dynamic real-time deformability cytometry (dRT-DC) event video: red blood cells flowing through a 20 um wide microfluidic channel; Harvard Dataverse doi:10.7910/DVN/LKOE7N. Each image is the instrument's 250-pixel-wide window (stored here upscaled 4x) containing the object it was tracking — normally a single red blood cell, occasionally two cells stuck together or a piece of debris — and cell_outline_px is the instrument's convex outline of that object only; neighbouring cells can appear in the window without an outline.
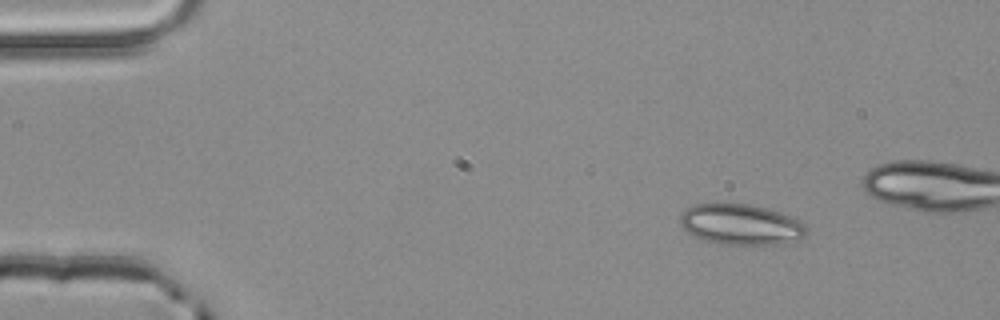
{"species": "common noctule bat (a hibernating species)", "species_latin": "Nyctalus noctula", "temperature_condition": "room temperature", "stored_images_in_passage": 4, "camera_frame_rate_fps": 3000, "um_per_image_px": 0.085, "animal": {"sex": "male", "body_mass_g": 20.4}, "frame": {"image": 1, "passage_image": 1, "time_ms": 0.0, "image_size_px": [1000, 320], "cell_outline_px": [[808, 232], [800, 240], [784, 244], [720, 244], [704, 240], [688, 232], [680, 224], [680, 216], [688, 208], [696, 204], [748, 204], [768, 208], [780, 212], [800, 220], [808, 228]], "centroid_in_image_um": [63.05, 19.09], "position_along_channel_um": 22.0, "area_um2": 29.94}}